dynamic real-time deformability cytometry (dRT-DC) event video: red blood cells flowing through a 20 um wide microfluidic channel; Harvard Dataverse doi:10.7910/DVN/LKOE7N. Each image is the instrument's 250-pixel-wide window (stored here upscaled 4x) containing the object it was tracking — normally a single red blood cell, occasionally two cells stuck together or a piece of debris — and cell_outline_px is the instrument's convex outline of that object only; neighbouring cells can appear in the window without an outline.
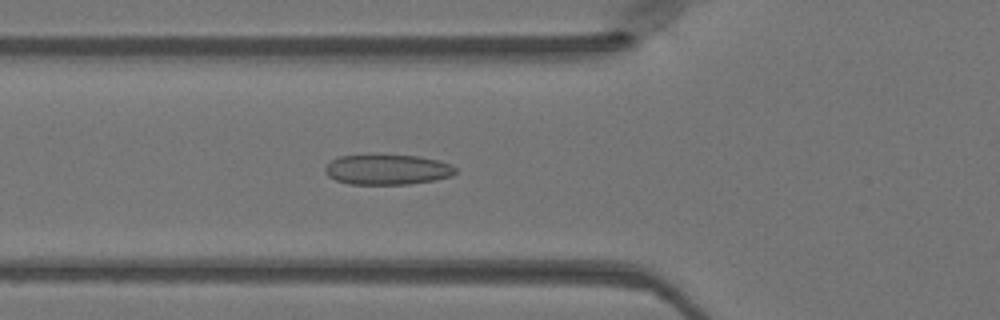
{"species": "Egyptian fruit bat (a non-hibernating species)", "species_latin": "Rousettus aegyptiacus", "temperature_condition": "warm", "stored_images_in_passage": 48, "camera_frame_rate_fps": 3000, "um_per_image_px": 0.085, "animal": {"sex": "female"}, "frame": {"image": 1, "passage_image": 17, "time_ms": 5.333, "image_size_px": [1000, 320], "cell_outline_px": [[456, 172], [452, 176], [436, 180], [408, 184], [348, 184], [336, 180], [328, 176], [324, 172], [324, 168], [332, 160], [340, 156], [372, 152], [420, 156], [452, 164], [456, 168]], "centroid_in_image_um": [32.9, 14.37], "position_along_channel_um": 92.9, "area_um2": 23.87}}
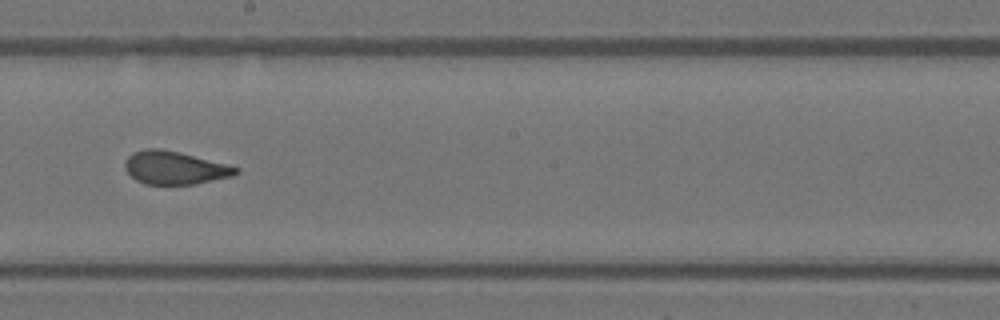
{"frame": {"image": 2, "passage_image": 27, "time_ms": 8.667, "image_size_px": [1000, 320], "cell_outline_px": [[240, 172], [232, 176], [196, 184], [144, 184], [136, 180], [124, 168], [124, 160], [128, 156], [136, 152], [148, 148], [160, 148], [180, 152], [240, 168]], "centroid_in_image_um": [14.84, 14.26], "position_along_channel_um": 233.4, "area_um2": 21.27}}
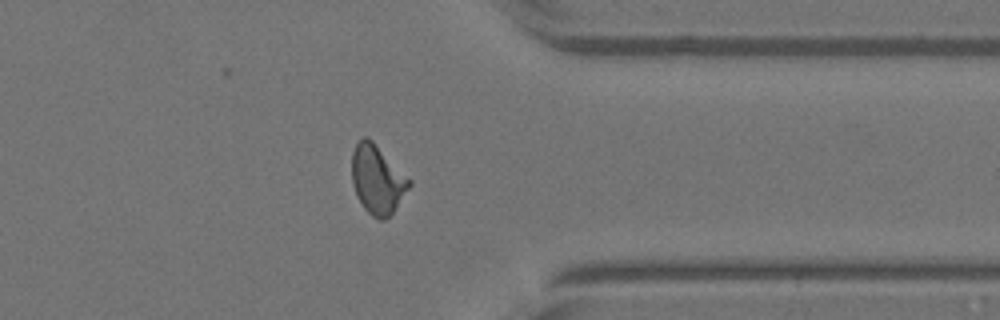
{"frame": {"image": 3, "passage_image": 38, "time_ms": 12.333, "image_size_px": [1000, 320], "cell_outline_px": [[412, 184], [392, 212], [384, 220], [380, 220], [372, 216], [364, 208], [356, 196], [352, 184], [352, 152], [356, 144], [364, 136], [368, 136], [412, 180]], "centroid_in_image_um": [32.07, 15.24], "position_along_channel_um": 379.3, "area_um2": 22.95}}